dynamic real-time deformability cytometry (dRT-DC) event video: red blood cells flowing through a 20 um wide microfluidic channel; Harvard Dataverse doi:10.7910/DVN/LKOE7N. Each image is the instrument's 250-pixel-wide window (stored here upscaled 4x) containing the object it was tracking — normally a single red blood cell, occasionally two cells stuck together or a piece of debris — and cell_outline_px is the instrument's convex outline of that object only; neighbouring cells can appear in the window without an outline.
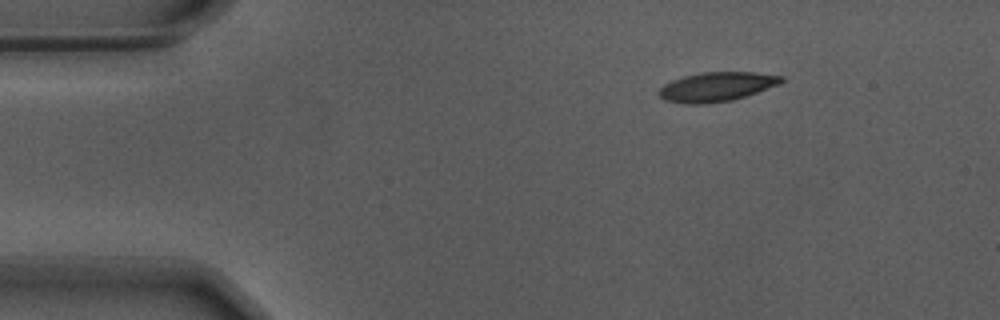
{"species": "Egyptian fruit bat (a non-hibernating species)", "species_latin": "Rousettus aegyptiacus", "temperature_condition": "warm", "stored_images_in_passage": 48, "camera_frame_rate_fps": 3000, "um_per_image_px": 0.085, "animal": {"sex": "male"}, "frame": {"image": 1, "passage_image": 1, "time_ms": 0.0, "image_size_px": [1000, 320], "cell_outline_px": [[784, 80], [780, 84], [732, 100], [704, 104], [684, 104], [664, 100], [656, 92], [664, 84], [672, 80], [684, 76], [700, 72], [756, 72], [784, 76]], "centroid_in_image_um": [60.89, 7.37], "position_along_channel_um": 24.1, "area_um2": 20.98}}
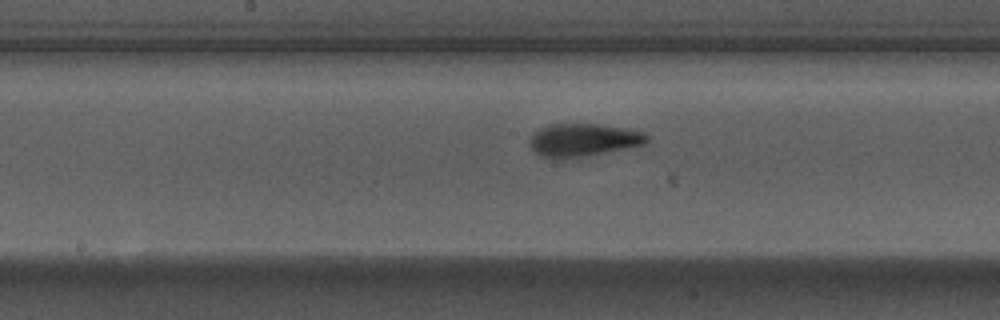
{"frame": {"image": 2, "passage_image": 21, "time_ms": 6.667, "image_size_px": [1000, 320], "cell_outline_px": [[648, 140], [644, 144], [604, 152], [580, 156], [544, 156], [536, 152], [528, 144], [528, 136], [540, 128], [548, 124], [600, 124], [624, 128], [644, 132], [648, 136]], "centroid_in_image_um": [49.55, 11.85], "position_along_channel_um": 198.6, "area_um2": 21.79}}
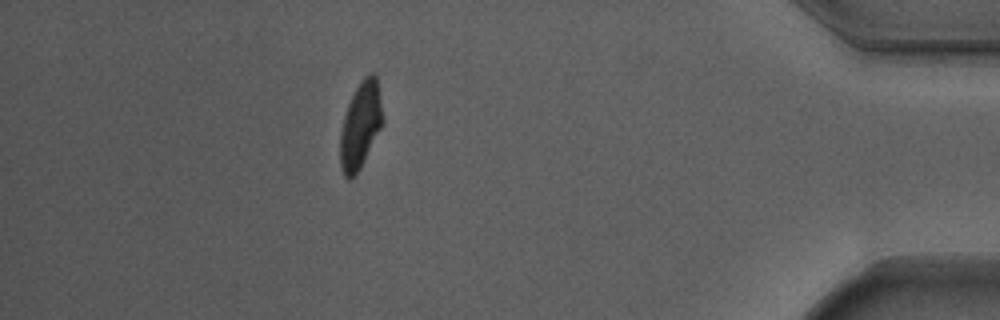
{"frame": {"image": 3, "passage_image": 42, "time_ms": 13.667, "image_size_px": [1000, 320], "cell_outline_px": [[384, 120], [360, 168], [348, 180], [344, 176], [340, 168], [340, 132], [344, 116], [348, 104], [360, 80], [368, 72], [372, 72], [376, 76]], "centroid_in_image_um": [30.63, 10.62], "position_along_channel_um": 404.6, "area_um2": 21.15}, "authors_computed_cell_mechanics": {"area_um2": 21.7039, "velocity_mm_per_s": 3.69, "shape_relaxation_time_tau1_ms": 3.6486, "shape_relaxation_time_tau2_ms": 1.4041, "deformation_change_tau1": 0.1961, "deformation_change_tau2": 0.0921}}